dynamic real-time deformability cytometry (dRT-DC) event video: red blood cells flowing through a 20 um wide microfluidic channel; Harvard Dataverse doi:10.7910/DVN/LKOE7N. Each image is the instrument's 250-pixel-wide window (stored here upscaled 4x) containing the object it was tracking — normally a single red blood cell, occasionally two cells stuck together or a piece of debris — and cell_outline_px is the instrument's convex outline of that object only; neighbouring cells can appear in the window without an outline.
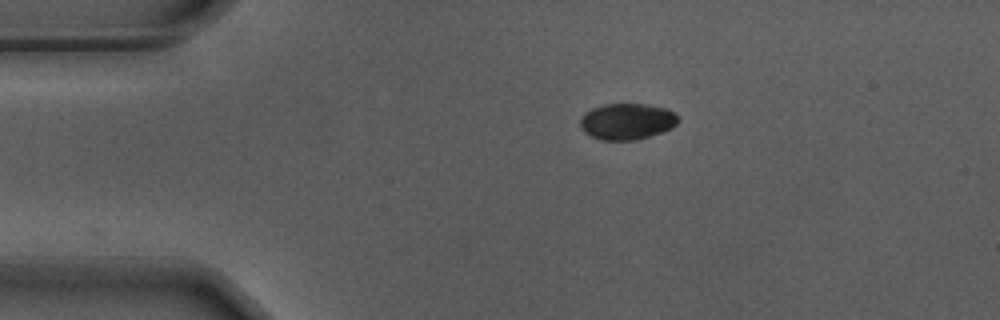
{"species": "Egyptian fruit bat (a non-hibernating species)", "species_latin": "Rousettus aegyptiacus", "temperature_condition": "warm", "stored_images_in_passage": 46, "camera_frame_rate_fps": 3000, "um_per_image_px": 0.085, "animal": {"sex": "male"}, "frame": {"image": 1, "passage_image": 1, "time_ms": 0.0, "image_size_px": [1000, 320], "cell_outline_px": [[680, 120], [672, 128], [636, 140], [600, 140], [584, 132], [580, 128], [580, 116], [584, 112], [592, 108], [604, 104], [644, 104], [664, 108], [672, 112]], "centroid_in_image_um": [53.24, 10.32], "position_along_channel_um": 31.8, "area_um2": 20.63}}
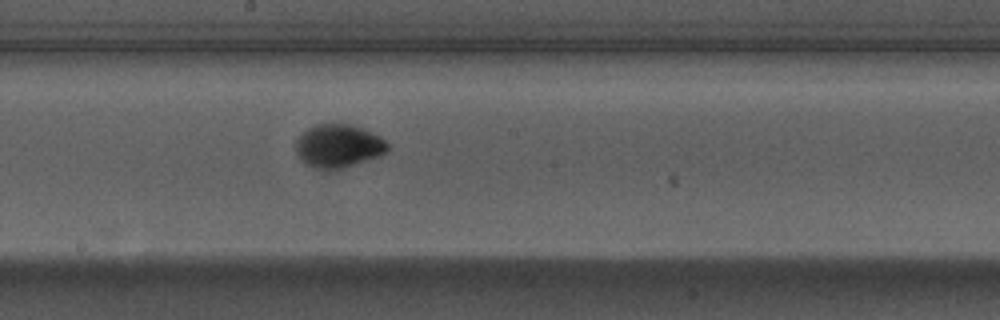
{"frame": {"image": 2, "passage_image": 20, "time_ms": 6.333, "image_size_px": [1000, 320], "cell_outline_px": [[388, 152], [380, 156], [336, 172], [320, 172], [304, 164], [300, 160], [296, 148], [296, 140], [308, 128], [316, 124], [348, 124], [360, 128], [380, 136], [388, 144]], "centroid_in_image_um": [28.75, 12.49], "position_along_channel_um": 219.5, "area_um2": 23.81}}
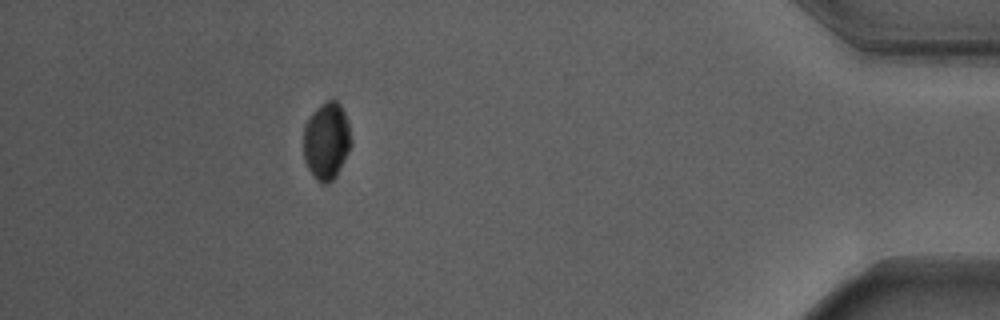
{"frame": {"image": 3, "passage_image": 40, "time_ms": 13.0, "image_size_px": [1000, 320], "cell_outline_px": [[352, 144], [336, 176], [328, 184], [320, 184], [312, 176], [304, 160], [304, 124], [312, 112], [320, 104], [328, 100], [336, 100], [340, 104], [344, 112], [348, 124], [352, 140]], "centroid_in_image_um": [27.74, 11.99], "position_along_channel_um": 407.5, "area_um2": 21.62}, "authors_computed_cell_mechanics": {"area_um2": 22.3108, "velocity_mm_per_s": 3.6819, "shape_relaxation_time_tau1_ms": 2.3739, "shape_relaxation_time_tau2_ms": null, "deformation_change_tau1": 0.1559, "deformation_change_tau2": null}}